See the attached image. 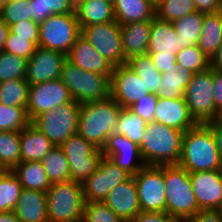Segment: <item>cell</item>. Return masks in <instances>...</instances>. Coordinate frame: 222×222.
I'll return each mask as SVG.
<instances>
[{"label":"cell","instance_id":"6da1fadb","mask_svg":"<svg viewBox=\"0 0 222 222\" xmlns=\"http://www.w3.org/2000/svg\"><path fill=\"white\" fill-rule=\"evenodd\" d=\"M121 109L111 97L80 104L77 133L102 150L107 138L115 132Z\"/></svg>","mask_w":222,"mask_h":222},{"label":"cell","instance_id":"7a4b0ae2","mask_svg":"<svg viewBox=\"0 0 222 222\" xmlns=\"http://www.w3.org/2000/svg\"><path fill=\"white\" fill-rule=\"evenodd\" d=\"M220 163L215 138L206 124H197L183 134L177 165L192 173L218 170Z\"/></svg>","mask_w":222,"mask_h":222},{"label":"cell","instance_id":"3957f363","mask_svg":"<svg viewBox=\"0 0 222 222\" xmlns=\"http://www.w3.org/2000/svg\"><path fill=\"white\" fill-rule=\"evenodd\" d=\"M183 131L158 122H147L139 144L144 163L148 166L177 165L181 156Z\"/></svg>","mask_w":222,"mask_h":222},{"label":"cell","instance_id":"277c9868","mask_svg":"<svg viewBox=\"0 0 222 222\" xmlns=\"http://www.w3.org/2000/svg\"><path fill=\"white\" fill-rule=\"evenodd\" d=\"M166 213L185 222L201 209L198 206L189 172L179 165H164Z\"/></svg>","mask_w":222,"mask_h":222},{"label":"cell","instance_id":"5b68a950","mask_svg":"<svg viewBox=\"0 0 222 222\" xmlns=\"http://www.w3.org/2000/svg\"><path fill=\"white\" fill-rule=\"evenodd\" d=\"M111 75H101L85 71L65 60L61 71V80L68 88L74 101L79 104L102 101L110 97Z\"/></svg>","mask_w":222,"mask_h":222},{"label":"cell","instance_id":"8992f818","mask_svg":"<svg viewBox=\"0 0 222 222\" xmlns=\"http://www.w3.org/2000/svg\"><path fill=\"white\" fill-rule=\"evenodd\" d=\"M46 196L49 222H82L85 204L82 184L72 180L51 183Z\"/></svg>","mask_w":222,"mask_h":222},{"label":"cell","instance_id":"52a82bcc","mask_svg":"<svg viewBox=\"0 0 222 222\" xmlns=\"http://www.w3.org/2000/svg\"><path fill=\"white\" fill-rule=\"evenodd\" d=\"M80 104L72 100L56 109L36 116L31 123L43 133L54 146H60L77 133Z\"/></svg>","mask_w":222,"mask_h":222},{"label":"cell","instance_id":"ba28073f","mask_svg":"<svg viewBox=\"0 0 222 222\" xmlns=\"http://www.w3.org/2000/svg\"><path fill=\"white\" fill-rule=\"evenodd\" d=\"M80 35L76 14H53L39 24L38 46L67 55Z\"/></svg>","mask_w":222,"mask_h":222},{"label":"cell","instance_id":"9c48e42d","mask_svg":"<svg viewBox=\"0 0 222 222\" xmlns=\"http://www.w3.org/2000/svg\"><path fill=\"white\" fill-rule=\"evenodd\" d=\"M69 162L70 180L82 184L98 168L102 150L75 133L59 146Z\"/></svg>","mask_w":222,"mask_h":222},{"label":"cell","instance_id":"30bf717a","mask_svg":"<svg viewBox=\"0 0 222 222\" xmlns=\"http://www.w3.org/2000/svg\"><path fill=\"white\" fill-rule=\"evenodd\" d=\"M184 99L192 118L197 124L215 121L216 108L213 100L212 69L194 73L188 83Z\"/></svg>","mask_w":222,"mask_h":222},{"label":"cell","instance_id":"8fae6325","mask_svg":"<svg viewBox=\"0 0 222 222\" xmlns=\"http://www.w3.org/2000/svg\"><path fill=\"white\" fill-rule=\"evenodd\" d=\"M133 177L141 212H166L164 165H146Z\"/></svg>","mask_w":222,"mask_h":222},{"label":"cell","instance_id":"7c38bea8","mask_svg":"<svg viewBox=\"0 0 222 222\" xmlns=\"http://www.w3.org/2000/svg\"><path fill=\"white\" fill-rule=\"evenodd\" d=\"M81 28V35L114 67L126 64L122 49L121 26L116 21Z\"/></svg>","mask_w":222,"mask_h":222},{"label":"cell","instance_id":"4fadbf2b","mask_svg":"<svg viewBox=\"0 0 222 222\" xmlns=\"http://www.w3.org/2000/svg\"><path fill=\"white\" fill-rule=\"evenodd\" d=\"M130 177L110 158L103 156L96 171L82 183L85 202H103L114 187Z\"/></svg>","mask_w":222,"mask_h":222},{"label":"cell","instance_id":"5bb4252c","mask_svg":"<svg viewBox=\"0 0 222 222\" xmlns=\"http://www.w3.org/2000/svg\"><path fill=\"white\" fill-rule=\"evenodd\" d=\"M73 99L61 79L29 86L27 115L32 121L36 116L56 109Z\"/></svg>","mask_w":222,"mask_h":222},{"label":"cell","instance_id":"9a60e30c","mask_svg":"<svg viewBox=\"0 0 222 222\" xmlns=\"http://www.w3.org/2000/svg\"><path fill=\"white\" fill-rule=\"evenodd\" d=\"M149 93L143 80L127 64L114 67L110 77V97L122 108H129Z\"/></svg>","mask_w":222,"mask_h":222},{"label":"cell","instance_id":"2e32d148","mask_svg":"<svg viewBox=\"0 0 222 222\" xmlns=\"http://www.w3.org/2000/svg\"><path fill=\"white\" fill-rule=\"evenodd\" d=\"M66 59L67 55L62 52L37 46L35 53L27 60L26 81L34 85L60 79Z\"/></svg>","mask_w":222,"mask_h":222},{"label":"cell","instance_id":"e0dca14e","mask_svg":"<svg viewBox=\"0 0 222 222\" xmlns=\"http://www.w3.org/2000/svg\"><path fill=\"white\" fill-rule=\"evenodd\" d=\"M102 154L131 176L136 175L146 166L139 145L130 141L125 135L116 132L107 138L106 144L102 148Z\"/></svg>","mask_w":222,"mask_h":222},{"label":"cell","instance_id":"ac0fdd59","mask_svg":"<svg viewBox=\"0 0 222 222\" xmlns=\"http://www.w3.org/2000/svg\"><path fill=\"white\" fill-rule=\"evenodd\" d=\"M201 210H218L222 203V181L218 170L189 173Z\"/></svg>","mask_w":222,"mask_h":222},{"label":"cell","instance_id":"d6986e66","mask_svg":"<svg viewBox=\"0 0 222 222\" xmlns=\"http://www.w3.org/2000/svg\"><path fill=\"white\" fill-rule=\"evenodd\" d=\"M119 218L133 222L141 212L134 177L114 187L103 201Z\"/></svg>","mask_w":222,"mask_h":222},{"label":"cell","instance_id":"ffe728a7","mask_svg":"<svg viewBox=\"0 0 222 222\" xmlns=\"http://www.w3.org/2000/svg\"><path fill=\"white\" fill-rule=\"evenodd\" d=\"M154 122L178 129L184 133L197 125L192 118L185 99L159 97L154 112Z\"/></svg>","mask_w":222,"mask_h":222},{"label":"cell","instance_id":"44dd1931","mask_svg":"<svg viewBox=\"0 0 222 222\" xmlns=\"http://www.w3.org/2000/svg\"><path fill=\"white\" fill-rule=\"evenodd\" d=\"M67 60L85 71L101 75H111L114 69V66L82 35L72 45Z\"/></svg>","mask_w":222,"mask_h":222},{"label":"cell","instance_id":"7402d4cb","mask_svg":"<svg viewBox=\"0 0 222 222\" xmlns=\"http://www.w3.org/2000/svg\"><path fill=\"white\" fill-rule=\"evenodd\" d=\"M13 212L20 222H49L46 192L23 188Z\"/></svg>","mask_w":222,"mask_h":222},{"label":"cell","instance_id":"603a6c76","mask_svg":"<svg viewBox=\"0 0 222 222\" xmlns=\"http://www.w3.org/2000/svg\"><path fill=\"white\" fill-rule=\"evenodd\" d=\"M180 40L172 22H167L155 16L152 19L149 46L147 54H172L181 51Z\"/></svg>","mask_w":222,"mask_h":222},{"label":"cell","instance_id":"cb8c5ba5","mask_svg":"<svg viewBox=\"0 0 222 222\" xmlns=\"http://www.w3.org/2000/svg\"><path fill=\"white\" fill-rule=\"evenodd\" d=\"M120 26L125 61L137 55L147 54L152 21L132 22Z\"/></svg>","mask_w":222,"mask_h":222},{"label":"cell","instance_id":"d4e9b609","mask_svg":"<svg viewBox=\"0 0 222 222\" xmlns=\"http://www.w3.org/2000/svg\"><path fill=\"white\" fill-rule=\"evenodd\" d=\"M21 162L42 161L55 147L31 122L20 131Z\"/></svg>","mask_w":222,"mask_h":222},{"label":"cell","instance_id":"484cf974","mask_svg":"<svg viewBox=\"0 0 222 222\" xmlns=\"http://www.w3.org/2000/svg\"><path fill=\"white\" fill-rule=\"evenodd\" d=\"M75 13L80 27L116 21L113 2L108 0H77Z\"/></svg>","mask_w":222,"mask_h":222},{"label":"cell","instance_id":"4316f807","mask_svg":"<svg viewBox=\"0 0 222 222\" xmlns=\"http://www.w3.org/2000/svg\"><path fill=\"white\" fill-rule=\"evenodd\" d=\"M116 22L119 25L152 21L156 8L149 0H113Z\"/></svg>","mask_w":222,"mask_h":222},{"label":"cell","instance_id":"83f0119b","mask_svg":"<svg viewBox=\"0 0 222 222\" xmlns=\"http://www.w3.org/2000/svg\"><path fill=\"white\" fill-rule=\"evenodd\" d=\"M222 45V18L220 11L204 13L202 33L197 46L207 55L208 58L216 53Z\"/></svg>","mask_w":222,"mask_h":222},{"label":"cell","instance_id":"f1b7e54d","mask_svg":"<svg viewBox=\"0 0 222 222\" xmlns=\"http://www.w3.org/2000/svg\"><path fill=\"white\" fill-rule=\"evenodd\" d=\"M12 172L19 179L23 188L47 192L51 185L40 161L21 162Z\"/></svg>","mask_w":222,"mask_h":222},{"label":"cell","instance_id":"f546056e","mask_svg":"<svg viewBox=\"0 0 222 222\" xmlns=\"http://www.w3.org/2000/svg\"><path fill=\"white\" fill-rule=\"evenodd\" d=\"M193 74L192 71L183 67L162 73V84L159 86L157 96L167 99H184L186 87Z\"/></svg>","mask_w":222,"mask_h":222},{"label":"cell","instance_id":"4dcf8cb0","mask_svg":"<svg viewBox=\"0 0 222 222\" xmlns=\"http://www.w3.org/2000/svg\"><path fill=\"white\" fill-rule=\"evenodd\" d=\"M204 13L194 11L181 19L172 22L177 33V39L180 40V48L197 45L202 33Z\"/></svg>","mask_w":222,"mask_h":222},{"label":"cell","instance_id":"1f68e13d","mask_svg":"<svg viewBox=\"0 0 222 222\" xmlns=\"http://www.w3.org/2000/svg\"><path fill=\"white\" fill-rule=\"evenodd\" d=\"M126 64L143 80L150 93L157 94L162 84V73L157 70L149 54L131 57Z\"/></svg>","mask_w":222,"mask_h":222},{"label":"cell","instance_id":"d6a6232c","mask_svg":"<svg viewBox=\"0 0 222 222\" xmlns=\"http://www.w3.org/2000/svg\"><path fill=\"white\" fill-rule=\"evenodd\" d=\"M31 17L41 23L53 14H76V0H29Z\"/></svg>","mask_w":222,"mask_h":222},{"label":"cell","instance_id":"836d02e7","mask_svg":"<svg viewBox=\"0 0 222 222\" xmlns=\"http://www.w3.org/2000/svg\"><path fill=\"white\" fill-rule=\"evenodd\" d=\"M21 163L20 132L0 131V170L12 171Z\"/></svg>","mask_w":222,"mask_h":222},{"label":"cell","instance_id":"e575fe53","mask_svg":"<svg viewBox=\"0 0 222 222\" xmlns=\"http://www.w3.org/2000/svg\"><path fill=\"white\" fill-rule=\"evenodd\" d=\"M41 162L50 183L70 180L69 162L59 146L53 147Z\"/></svg>","mask_w":222,"mask_h":222},{"label":"cell","instance_id":"d590c367","mask_svg":"<svg viewBox=\"0 0 222 222\" xmlns=\"http://www.w3.org/2000/svg\"><path fill=\"white\" fill-rule=\"evenodd\" d=\"M29 83L26 79L0 82V104L27 108Z\"/></svg>","mask_w":222,"mask_h":222},{"label":"cell","instance_id":"8d00e7d4","mask_svg":"<svg viewBox=\"0 0 222 222\" xmlns=\"http://www.w3.org/2000/svg\"><path fill=\"white\" fill-rule=\"evenodd\" d=\"M147 122L128 108H122L119 112L115 132L125 135L130 141L141 143L145 133Z\"/></svg>","mask_w":222,"mask_h":222},{"label":"cell","instance_id":"74e56055","mask_svg":"<svg viewBox=\"0 0 222 222\" xmlns=\"http://www.w3.org/2000/svg\"><path fill=\"white\" fill-rule=\"evenodd\" d=\"M22 189L12 171L0 170V213L14 210Z\"/></svg>","mask_w":222,"mask_h":222},{"label":"cell","instance_id":"f35d334b","mask_svg":"<svg viewBox=\"0 0 222 222\" xmlns=\"http://www.w3.org/2000/svg\"><path fill=\"white\" fill-rule=\"evenodd\" d=\"M176 64L178 67L198 73L210 68V58L197 45H192L176 54Z\"/></svg>","mask_w":222,"mask_h":222},{"label":"cell","instance_id":"ab89813d","mask_svg":"<svg viewBox=\"0 0 222 222\" xmlns=\"http://www.w3.org/2000/svg\"><path fill=\"white\" fill-rule=\"evenodd\" d=\"M196 11L194 0H162L156 6V16L164 21L173 22Z\"/></svg>","mask_w":222,"mask_h":222},{"label":"cell","instance_id":"60d3db41","mask_svg":"<svg viewBox=\"0 0 222 222\" xmlns=\"http://www.w3.org/2000/svg\"><path fill=\"white\" fill-rule=\"evenodd\" d=\"M30 122L25 108L0 104V131L20 132Z\"/></svg>","mask_w":222,"mask_h":222},{"label":"cell","instance_id":"b9f144b4","mask_svg":"<svg viewBox=\"0 0 222 222\" xmlns=\"http://www.w3.org/2000/svg\"><path fill=\"white\" fill-rule=\"evenodd\" d=\"M27 59L17 55L0 52V82L25 79Z\"/></svg>","mask_w":222,"mask_h":222},{"label":"cell","instance_id":"7bdbcfd3","mask_svg":"<svg viewBox=\"0 0 222 222\" xmlns=\"http://www.w3.org/2000/svg\"><path fill=\"white\" fill-rule=\"evenodd\" d=\"M0 19L8 26L26 20H32L29 0L7 1L0 6Z\"/></svg>","mask_w":222,"mask_h":222},{"label":"cell","instance_id":"ee69618b","mask_svg":"<svg viewBox=\"0 0 222 222\" xmlns=\"http://www.w3.org/2000/svg\"><path fill=\"white\" fill-rule=\"evenodd\" d=\"M82 222H125L104 202H85Z\"/></svg>","mask_w":222,"mask_h":222},{"label":"cell","instance_id":"f6af8a7d","mask_svg":"<svg viewBox=\"0 0 222 222\" xmlns=\"http://www.w3.org/2000/svg\"><path fill=\"white\" fill-rule=\"evenodd\" d=\"M36 48L37 46L32 41L27 40V38L16 37L9 31L3 52L28 60L35 53Z\"/></svg>","mask_w":222,"mask_h":222},{"label":"cell","instance_id":"bcb514c9","mask_svg":"<svg viewBox=\"0 0 222 222\" xmlns=\"http://www.w3.org/2000/svg\"><path fill=\"white\" fill-rule=\"evenodd\" d=\"M158 98L157 94L149 93L148 95L138 99L137 102L128 109L134 114L140 116L146 122H154V112Z\"/></svg>","mask_w":222,"mask_h":222},{"label":"cell","instance_id":"7dc6e473","mask_svg":"<svg viewBox=\"0 0 222 222\" xmlns=\"http://www.w3.org/2000/svg\"><path fill=\"white\" fill-rule=\"evenodd\" d=\"M9 31L15 34L16 37L27 38L32 41L36 46L39 42V23L33 20H24L14 23L9 26Z\"/></svg>","mask_w":222,"mask_h":222},{"label":"cell","instance_id":"c3c4849f","mask_svg":"<svg viewBox=\"0 0 222 222\" xmlns=\"http://www.w3.org/2000/svg\"><path fill=\"white\" fill-rule=\"evenodd\" d=\"M154 65L160 73L172 72L173 68H178L176 56L172 54H149Z\"/></svg>","mask_w":222,"mask_h":222},{"label":"cell","instance_id":"681fc988","mask_svg":"<svg viewBox=\"0 0 222 222\" xmlns=\"http://www.w3.org/2000/svg\"><path fill=\"white\" fill-rule=\"evenodd\" d=\"M133 222H180L166 212H140Z\"/></svg>","mask_w":222,"mask_h":222},{"label":"cell","instance_id":"f907efd6","mask_svg":"<svg viewBox=\"0 0 222 222\" xmlns=\"http://www.w3.org/2000/svg\"><path fill=\"white\" fill-rule=\"evenodd\" d=\"M213 78V100L216 108V118L218 112L222 110V72L212 70Z\"/></svg>","mask_w":222,"mask_h":222},{"label":"cell","instance_id":"816d5d0a","mask_svg":"<svg viewBox=\"0 0 222 222\" xmlns=\"http://www.w3.org/2000/svg\"><path fill=\"white\" fill-rule=\"evenodd\" d=\"M185 222H222V215L218 210H200Z\"/></svg>","mask_w":222,"mask_h":222},{"label":"cell","instance_id":"f5cc1de1","mask_svg":"<svg viewBox=\"0 0 222 222\" xmlns=\"http://www.w3.org/2000/svg\"><path fill=\"white\" fill-rule=\"evenodd\" d=\"M194 2L198 12L214 13L222 8L220 0H194Z\"/></svg>","mask_w":222,"mask_h":222},{"label":"cell","instance_id":"db71d44e","mask_svg":"<svg viewBox=\"0 0 222 222\" xmlns=\"http://www.w3.org/2000/svg\"><path fill=\"white\" fill-rule=\"evenodd\" d=\"M206 125L212 130L218 154L220 159L222 160V126L219 125L216 121L207 123Z\"/></svg>","mask_w":222,"mask_h":222},{"label":"cell","instance_id":"11a10c76","mask_svg":"<svg viewBox=\"0 0 222 222\" xmlns=\"http://www.w3.org/2000/svg\"><path fill=\"white\" fill-rule=\"evenodd\" d=\"M210 68L222 72V45L218 48L212 58H210Z\"/></svg>","mask_w":222,"mask_h":222},{"label":"cell","instance_id":"9f6ffc18","mask_svg":"<svg viewBox=\"0 0 222 222\" xmlns=\"http://www.w3.org/2000/svg\"><path fill=\"white\" fill-rule=\"evenodd\" d=\"M9 33V26L0 19V52L3 51Z\"/></svg>","mask_w":222,"mask_h":222},{"label":"cell","instance_id":"6f0895ef","mask_svg":"<svg viewBox=\"0 0 222 222\" xmlns=\"http://www.w3.org/2000/svg\"><path fill=\"white\" fill-rule=\"evenodd\" d=\"M0 222H20L13 211H6L0 213Z\"/></svg>","mask_w":222,"mask_h":222},{"label":"cell","instance_id":"680465c9","mask_svg":"<svg viewBox=\"0 0 222 222\" xmlns=\"http://www.w3.org/2000/svg\"><path fill=\"white\" fill-rule=\"evenodd\" d=\"M215 121L222 126V110H220L218 112L217 118L215 119Z\"/></svg>","mask_w":222,"mask_h":222},{"label":"cell","instance_id":"91938a15","mask_svg":"<svg viewBox=\"0 0 222 222\" xmlns=\"http://www.w3.org/2000/svg\"><path fill=\"white\" fill-rule=\"evenodd\" d=\"M156 8V6L162 1V0H149Z\"/></svg>","mask_w":222,"mask_h":222},{"label":"cell","instance_id":"94428289","mask_svg":"<svg viewBox=\"0 0 222 222\" xmlns=\"http://www.w3.org/2000/svg\"><path fill=\"white\" fill-rule=\"evenodd\" d=\"M218 171H219V174H220V177H221V181H222V160H221V163H220Z\"/></svg>","mask_w":222,"mask_h":222},{"label":"cell","instance_id":"6125c7cd","mask_svg":"<svg viewBox=\"0 0 222 222\" xmlns=\"http://www.w3.org/2000/svg\"><path fill=\"white\" fill-rule=\"evenodd\" d=\"M218 211H219V212L221 213V215H222V203H221V205L219 206Z\"/></svg>","mask_w":222,"mask_h":222},{"label":"cell","instance_id":"be15d7a7","mask_svg":"<svg viewBox=\"0 0 222 222\" xmlns=\"http://www.w3.org/2000/svg\"><path fill=\"white\" fill-rule=\"evenodd\" d=\"M5 2H6V0H0V6Z\"/></svg>","mask_w":222,"mask_h":222}]
</instances>
